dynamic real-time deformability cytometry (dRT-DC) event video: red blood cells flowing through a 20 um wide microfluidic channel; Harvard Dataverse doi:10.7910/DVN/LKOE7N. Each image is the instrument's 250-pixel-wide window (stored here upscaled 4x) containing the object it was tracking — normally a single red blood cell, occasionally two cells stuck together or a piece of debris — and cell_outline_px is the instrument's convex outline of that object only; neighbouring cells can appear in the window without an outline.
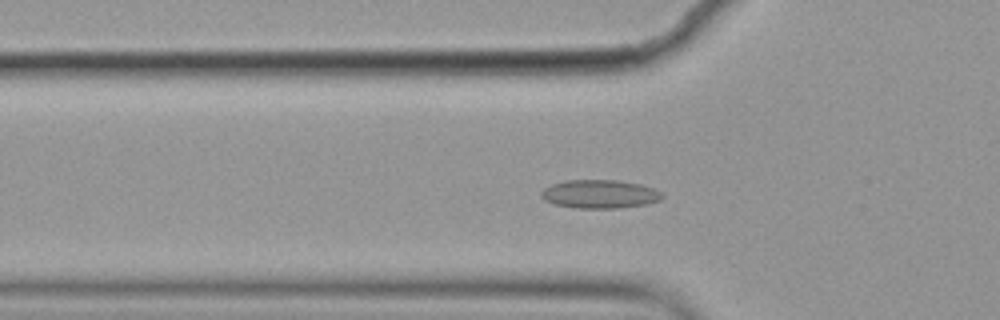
{"species": "common noctule bat (a hibernating species)", "species_latin": "Nyctalus noctula", "temperature_condition": "cold", "stored_images_in_passage": 55, "camera_frame_rate_fps": 3000, "um_per_image_px": 0.085, "animal": {"sex": "female", "body_mass_g": 19.9}, "frame": {"image": 1, "passage_image": 16, "time_ms": 5.0, "image_size_px": [1000, 320], "cell_outline_px": [[664, 196], [660, 200], [648, 204], [620, 208], [576, 208], [552, 204], [544, 200], [540, 196], [540, 192], [544, 188], [552, 184], [564, 180], [616, 180], [640, 184], [652, 188], [660, 192]], "centroid_in_image_um": [50.94, 16.5], "position_along_channel_um": 74.9, "area_um2": 20.23}}
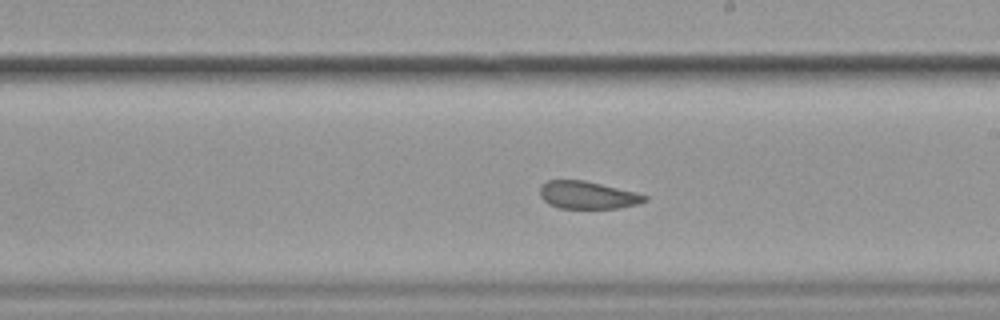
{"frame": {"image": 2, "passage_image": 30, "time_ms": 9.667, "image_size_px": [1000, 320], "cell_outline_px": [[648, 200], [636, 204], [616, 208], [560, 208], [548, 204], [540, 196], [540, 184], [548, 180], [584, 180], [636, 192], [648, 196]], "centroid_in_image_um": [49.92, 16.57], "position_along_channel_um": 239.1, "area_um2": 16.82}}
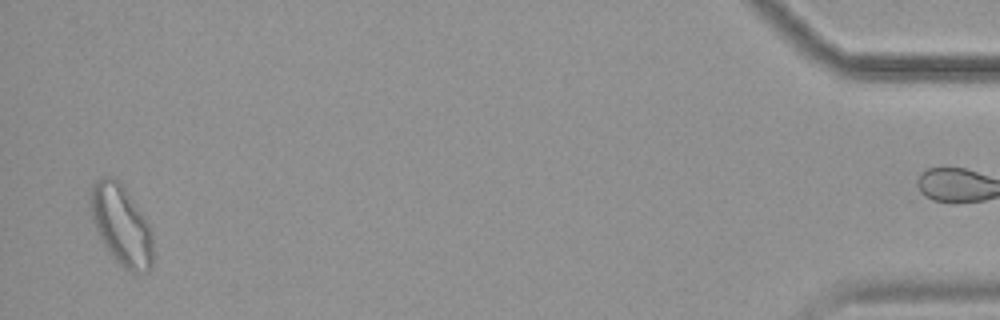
{"frame": {"image": 3, "passage_image": 53, "time_ms": 17.333, "image_size_px": [1000, 320], "cell_outline_px": [[152, 268], [148, 272], [132, 272], [124, 268], [104, 248], [96, 228], [92, 216], [88, 196], [92, 184], [100, 176], [112, 176], [120, 180], [144, 216], [152, 232]], "centroid_in_image_um": [10.29, 19.1], "position_along_channel_um": 424.9, "area_um2": 29.54}, "authors_computed_cell_mechanics": {"area_um2": 19.7676, "velocity_mm_per_s": 3.5226, "shape_relaxation_time_tau1_ms": null, "shape_relaxation_time_tau2_ms": 2.346, "deformation_change_tau1": null, "deformation_change_tau2": 0.0798}}